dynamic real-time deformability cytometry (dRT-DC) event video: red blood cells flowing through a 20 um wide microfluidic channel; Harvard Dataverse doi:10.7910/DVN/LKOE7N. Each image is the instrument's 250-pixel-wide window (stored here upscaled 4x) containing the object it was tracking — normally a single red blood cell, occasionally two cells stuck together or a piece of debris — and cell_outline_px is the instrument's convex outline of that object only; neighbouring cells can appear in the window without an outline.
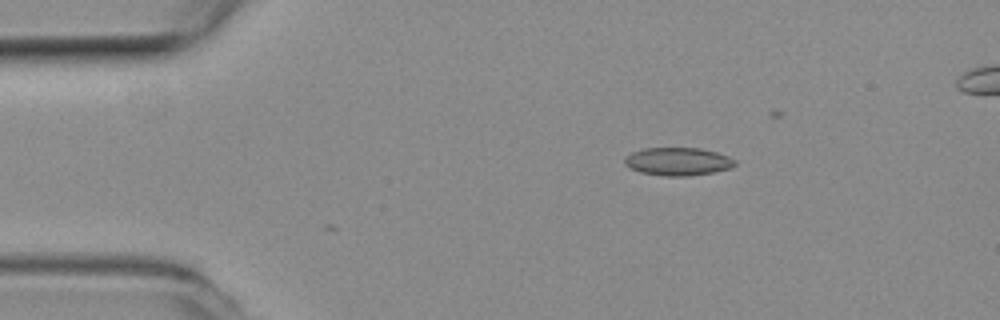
{"species": "common noctule bat (a hibernating species)", "species_latin": "Nyctalus noctula", "temperature_condition": "room temperature", "stored_images_in_passage": 2, "camera_frame_rate_fps": 3000, "um_per_image_px": 0.085, "animal": {"sex": "female", "body_mass_g": 19.3, "forearm_length_mm": 54.1}, "frame": {"image": 1, "passage_image": 2, "time_ms": 0.333, "image_size_px": [1000, 320], "cell_outline_px": [[736, 164], [732, 168], [712, 172], [688, 176], [664, 176], [640, 172], [628, 168], [624, 164], [624, 160], [632, 152], [644, 148], [700, 148], [716, 152], [728, 156], [736, 160]], "centroid_in_image_um": [57.62, 13.73], "position_along_channel_um": 27.4, "area_um2": 18.03}}